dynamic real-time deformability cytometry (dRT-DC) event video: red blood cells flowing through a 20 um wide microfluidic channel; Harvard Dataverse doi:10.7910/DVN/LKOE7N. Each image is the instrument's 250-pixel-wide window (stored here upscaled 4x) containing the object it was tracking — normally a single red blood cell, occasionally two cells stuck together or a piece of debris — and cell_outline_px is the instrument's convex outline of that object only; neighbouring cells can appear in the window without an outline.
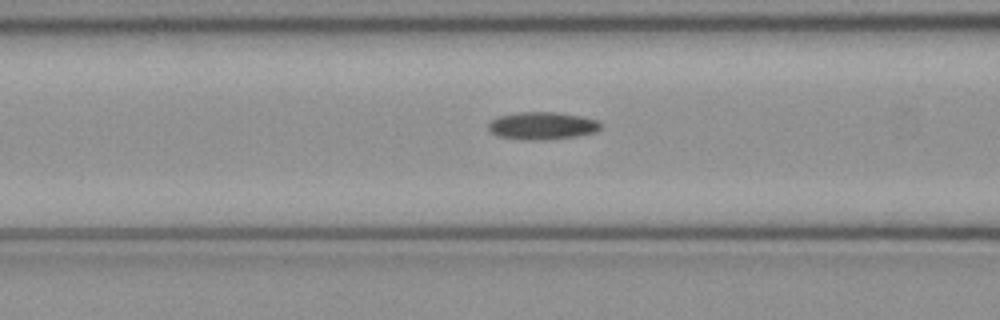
{"species": "common noctule bat (a hibernating species)", "species_latin": "Nyctalus noctula", "temperature_condition": "cold", "stored_images_in_passage": 45, "camera_frame_rate_fps": 3000, "um_per_image_px": 0.085, "animal": {"sex": "female", "body_mass_g": 21.9}, "frame": {"image": 1, "passage_image": 15, "time_ms": 4.667, "image_size_px": [1000, 320], "cell_outline_px": [[600, 128], [596, 132], [576, 136], [532, 140], [528, 140], [500, 136], [492, 132], [488, 128], [488, 124], [496, 116], [516, 112], [556, 112], [580, 116], [600, 120]], "centroid_in_image_um": [46.09, 10.66], "position_along_channel_um": 120.5, "area_um2": 17.86}}
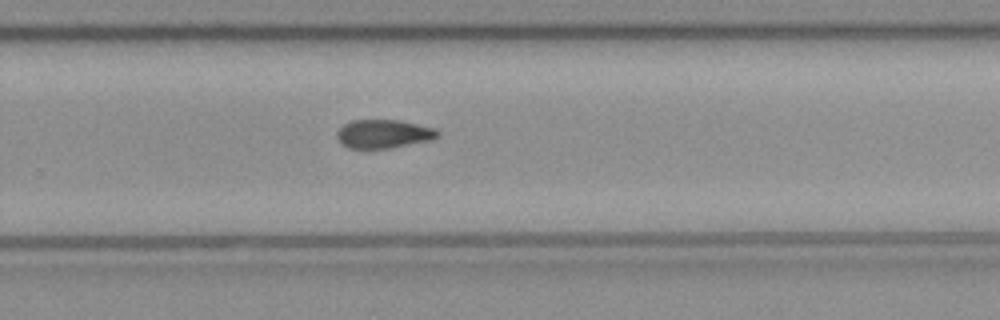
{"frame": {"image": 2, "passage_image": 28, "time_ms": 9.0, "image_size_px": [1000, 320], "cell_outline_px": [[440, 136], [432, 140], [392, 148], [348, 148], [340, 144], [336, 136], [336, 132], [344, 124], [352, 120], [400, 120], [436, 128], [440, 132]], "centroid_in_image_um": [32.63, 11.38], "position_along_channel_um": 297.2, "area_um2": 17.05}}
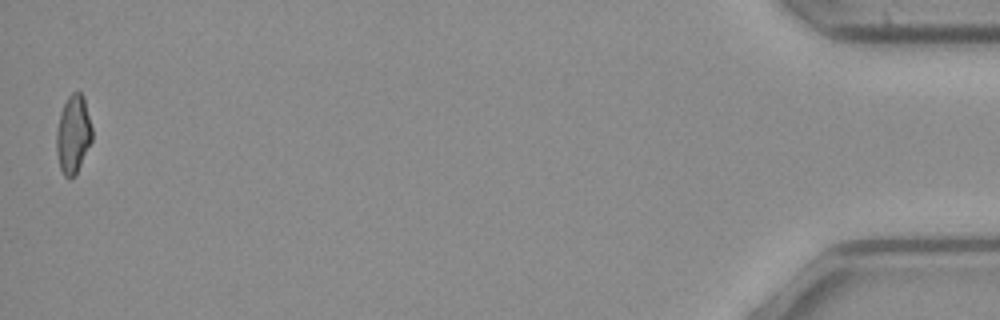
{"frame": {"image": 3, "passage_image": 45, "time_ms": 14.667, "image_size_px": [1000, 320], "cell_outline_px": [[92, 140], [76, 172], [72, 176], [64, 176], [60, 168], [56, 152], [56, 132], [60, 112], [68, 96], [72, 92], [80, 92], [84, 96], [92, 128]], "centroid_in_image_um": [6.21, 11.36], "position_along_channel_um": 429.0, "area_um2": 16.07}}